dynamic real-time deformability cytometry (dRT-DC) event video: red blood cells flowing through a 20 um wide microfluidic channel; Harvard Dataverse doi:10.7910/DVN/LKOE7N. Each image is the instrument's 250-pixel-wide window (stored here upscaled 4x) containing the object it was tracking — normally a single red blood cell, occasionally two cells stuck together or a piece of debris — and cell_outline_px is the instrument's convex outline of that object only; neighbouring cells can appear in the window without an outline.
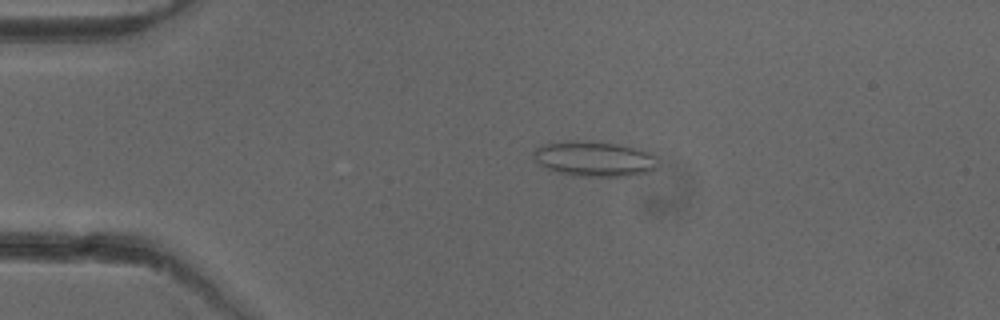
{"species": "common noctule bat (a hibernating species)", "species_latin": "Nyctalus noctula", "temperature_condition": "cold", "stored_images_in_passage": 50, "camera_frame_rate_fps": 3000, "um_per_image_px": 0.085, "animal": {"sex": "female"}, "frame": {"image": 1, "passage_image": 10, "time_ms": 3.0, "image_size_px": [1000, 320], "cell_outline_px": [[660, 168], [648, 172], [628, 176], [572, 176], [556, 172], [540, 164], [532, 156], [532, 152], [536, 148], [548, 144], [616, 144], [632, 148], [644, 152], [660, 160]], "centroid_in_image_um": [50.58, 13.59], "position_along_channel_um": 34.4, "area_um2": 24.22}}
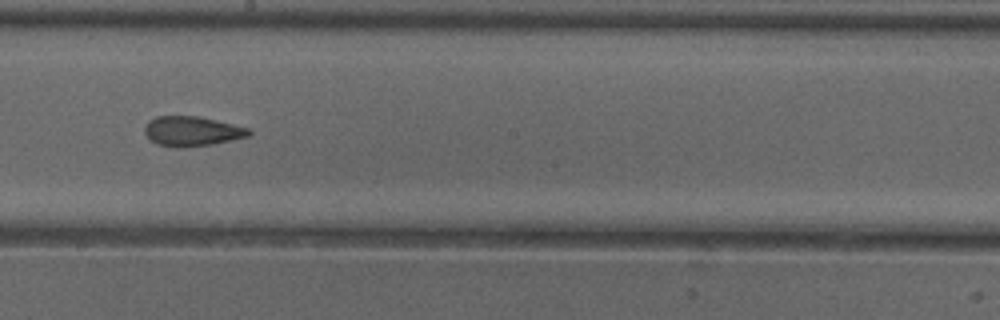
{"frame": {"image": 2, "passage_image": 28, "time_ms": 9.0, "image_size_px": [1000, 320], "cell_outline_px": [[252, 132], [248, 136], [212, 144], [184, 148], [176, 148], [156, 144], [144, 132], [144, 128], [148, 120], [156, 116], [196, 116], [232, 124], [248, 128]], "centroid_in_image_um": [16.27, 11.16], "position_along_channel_um": 231.9, "area_um2": 17.98}}
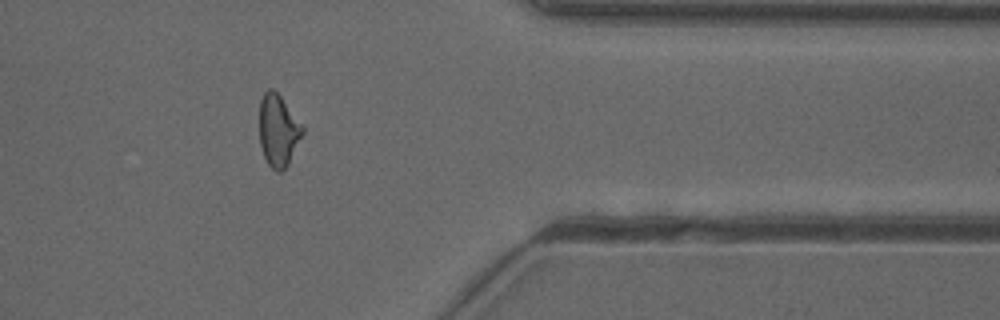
{"frame": {"image": 3, "passage_image": 41, "time_ms": 13.333, "image_size_px": [1000, 320], "cell_outline_px": [[304, 132], [288, 164], [280, 172], [276, 172], [268, 164], [264, 156], [260, 144], [260, 100], [264, 92], [268, 88], [272, 88], [280, 96], [304, 128]], "centroid_in_image_um": [23.64, 11.09], "position_along_channel_um": 387.8, "area_um2": 17.8}, "authors_computed_cell_mechanics": {"area_um2": 18.5538, "velocity_mm_per_s": 3.9872, "shape_relaxation_time_tau1_ms": null, "shape_relaxation_time_tau2_ms": 2.0459, "deformation_change_tau1": null, "deformation_change_tau2": 0.0892}}